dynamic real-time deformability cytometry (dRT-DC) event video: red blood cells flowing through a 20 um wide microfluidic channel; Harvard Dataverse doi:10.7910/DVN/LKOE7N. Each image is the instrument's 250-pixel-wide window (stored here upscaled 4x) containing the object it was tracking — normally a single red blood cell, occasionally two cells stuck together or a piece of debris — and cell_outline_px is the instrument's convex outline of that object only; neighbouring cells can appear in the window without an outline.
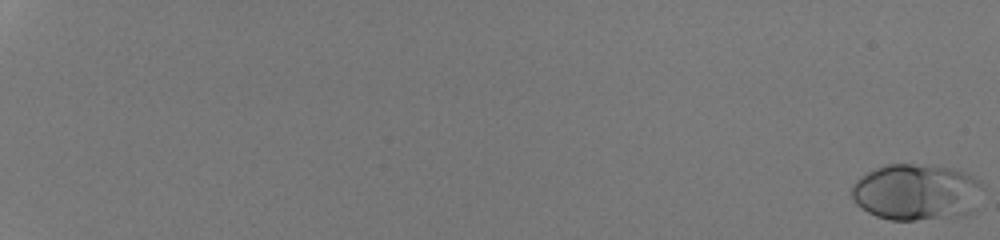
{"species": "human", "species_latin": "Homo sapiens", "temperature_condition": "room temperature", "stored_images_in_passage": 54, "camera_frame_rate_fps": 3000, "um_per_image_px": 0.085, "donor": {"sex": "male"}, "frame": {"image": 1, "passage_image": 1, "time_ms": 0.0, "image_size_px": [1000, 240], "cell_outline_px": [[984, 184], [976, 208], [972, 212], [964, 216], [916, 220], [892, 220], [876, 216], [868, 212], [856, 204], [852, 200], [852, 184], [860, 176], [884, 164], [912, 164], [956, 168], [980, 180]], "centroid_in_image_um": [77.93, 16.33], "position_along_channel_um": 7.1, "area_um2": 43.7}}
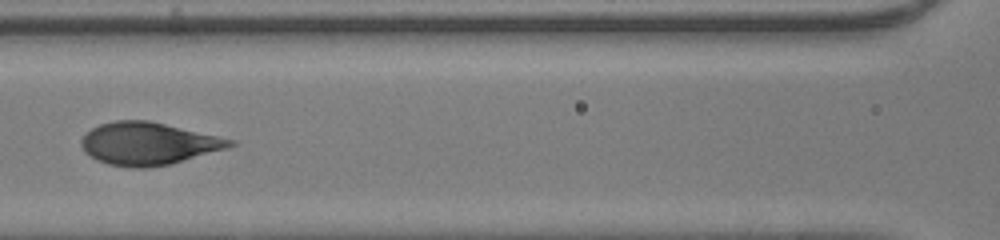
{"frame": {"image": 2, "passage_image": 31, "time_ms": 10.0, "image_size_px": [1000, 240], "cell_outline_px": [[236, 144], [224, 148], [172, 164], [148, 168], [132, 168], [108, 164], [96, 160], [84, 152], [80, 144], [80, 140], [92, 128], [100, 124], [116, 120], [148, 120], [236, 140]], "centroid_in_image_um": [12.56, 12.21], "position_along_channel_um": 154.0, "area_um2": 36.7}}
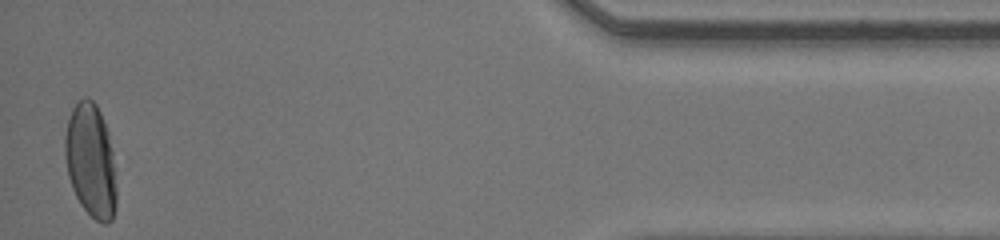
{"frame": {"image": 3, "passage_image": 54, "time_ms": 17.667, "image_size_px": [1000, 240], "cell_outline_px": [[116, 208], [112, 220], [108, 224], [104, 224], [96, 220], [80, 204], [72, 188], [68, 176], [64, 152], [64, 140], [68, 120], [72, 108], [84, 96], [88, 96], [96, 104], [100, 112], [108, 132], [112, 148], [116, 188]], "centroid_in_image_um": [7.71, 13.67], "position_along_channel_um": 427.5, "area_um2": 34.22}, "authors_computed_cell_mechanics": {"area_um2": 37.3099, "velocity_mm_per_s": 4.2765, "shape_relaxation_time_tau1_ms": 3.9558, "shape_relaxation_time_tau2_ms": null, "deformation_change_tau1": 0.2058, "deformation_change_tau2": null}}